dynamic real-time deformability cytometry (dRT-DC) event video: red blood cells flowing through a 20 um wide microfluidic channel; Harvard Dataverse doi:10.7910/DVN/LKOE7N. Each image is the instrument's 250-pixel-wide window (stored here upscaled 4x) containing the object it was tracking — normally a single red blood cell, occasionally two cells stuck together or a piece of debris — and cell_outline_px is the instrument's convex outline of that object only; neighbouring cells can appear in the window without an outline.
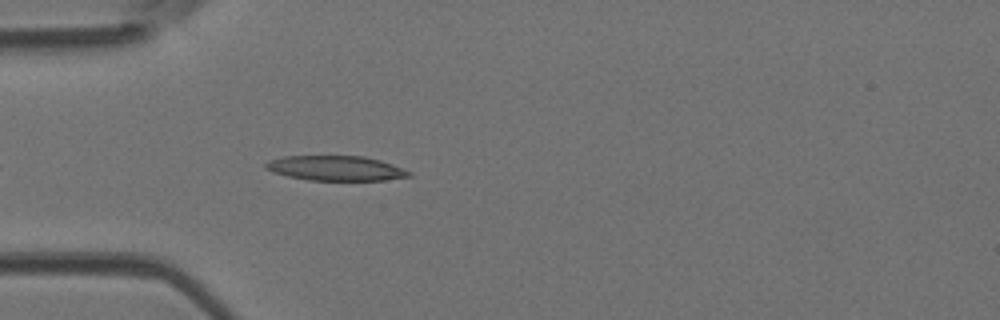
{"species": "Egyptian fruit bat (a non-hibernating species)", "species_latin": "Rousettus aegyptiacus", "temperature_condition": "room temperature", "stored_images_in_passage": 38, "camera_frame_rate_fps": 3000, "um_per_image_px": 0.085, "animal": {"sex": "female"}, "frame": {"image": 1, "passage_image": 4, "time_ms": 1.0, "image_size_px": [1000, 320], "cell_outline_px": [[412, 176], [384, 180], [308, 180], [288, 176], [272, 172], [264, 168], [264, 164], [268, 160], [284, 156], [364, 156], [380, 160], [392, 164], [412, 172]], "centroid_in_image_um": [28.52, 14.29], "position_along_channel_um": 56.5, "area_um2": 20.81}}
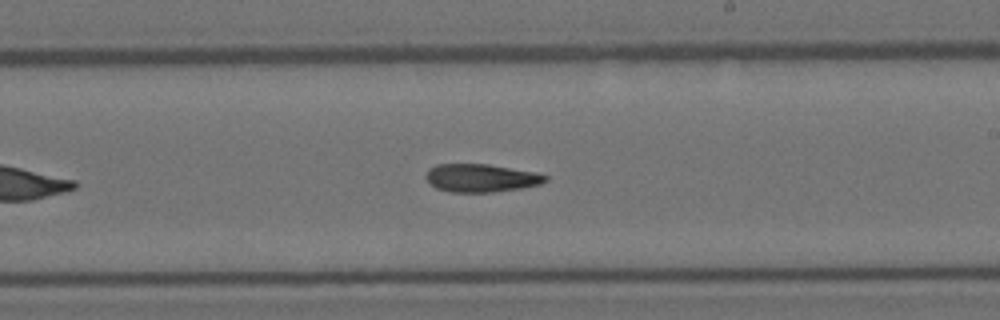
{"frame": {"image": 2, "passage_image": 18, "time_ms": 5.667, "image_size_px": [1000, 320], "cell_outline_px": [[548, 180], [540, 184], [520, 188], [492, 192], [452, 192], [436, 188], [424, 176], [428, 168], [436, 164], [488, 164], [536, 172], [548, 176]], "centroid_in_image_um": [40.88, 15.12], "position_along_channel_um": 248.1, "area_um2": 19.54}}
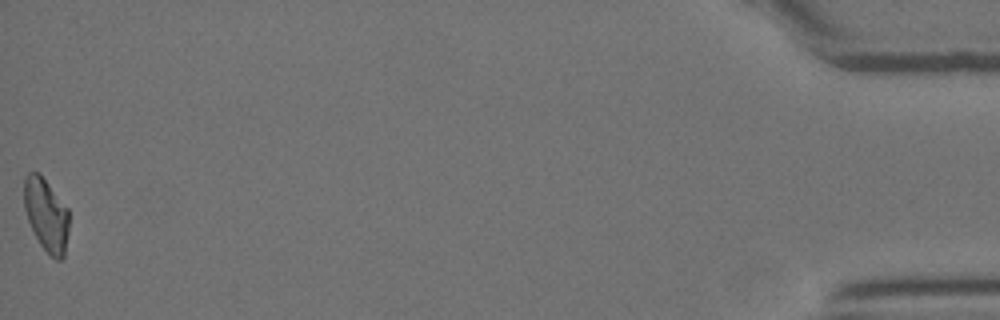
{"frame": {"image": 3, "passage_image": 38, "time_ms": 12.333, "image_size_px": [1000, 320], "cell_outline_px": [[68, 232], [64, 256], [60, 260], [56, 260], [40, 244], [28, 220], [24, 208], [24, 176], [28, 172], [40, 172], [68, 208]], "centroid_in_image_um": [3.92, 18.21], "position_along_channel_um": 431.3, "area_um2": 19.07}}